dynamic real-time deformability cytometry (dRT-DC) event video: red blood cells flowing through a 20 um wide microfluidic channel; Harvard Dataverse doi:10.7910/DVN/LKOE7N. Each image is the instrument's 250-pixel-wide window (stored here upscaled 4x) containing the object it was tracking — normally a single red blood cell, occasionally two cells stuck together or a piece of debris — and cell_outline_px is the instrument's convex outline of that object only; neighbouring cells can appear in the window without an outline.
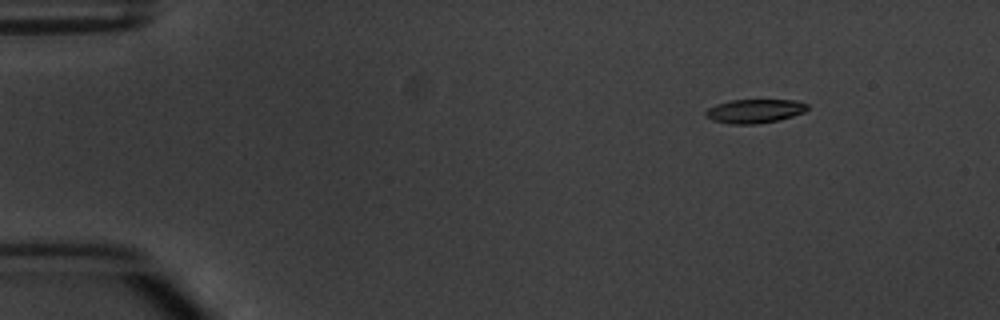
{"species": "common noctule bat (a hibernating species)", "species_latin": "Nyctalus noctula", "temperature_condition": "warm", "stored_images_in_passage": 8, "camera_frame_rate_fps": 3000, "um_per_image_px": 0.085, "animal": {"sex": "male", "body_mass_g": 20.1, "forearm_length_mm": 53.5}, "frame": {"image": 1, "passage_image": 2, "time_ms": 1.0, "image_size_px": [1000, 320], "cell_outline_px": [[808, 108], [804, 112], [780, 120], [756, 124], [732, 124], [712, 120], [704, 116], [704, 112], [708, 108], [716, 104], [728, 100], [800, 100], [808, 104]], "centroid_in_image_um": [64.14, 9.44], "position_along_channel_um": 20.9, "area_um2": 14.33}}
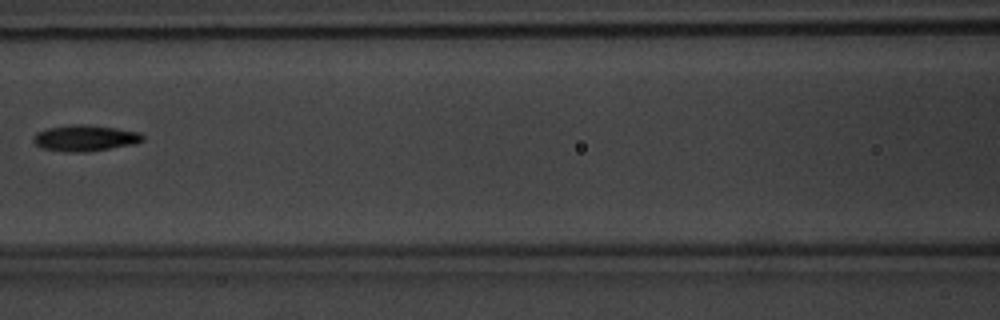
{"frame": {"image": 2, "passage_image": 7, "time_ms": 7.0, "image_size_px": [1000, 320], "cell_outline_px": [[144, 140], [136, 144], [84, 152], [64, 152], [40, 148], [32, 140], [36, 132], [48, 128], [72, 124], [88, 124], [116, 128], [140, 132], [144, 136]], "centroid_in_image_um": [7.23, 11.73], "position_along_channel_um": 159.4, "area_um2": 16.82}}
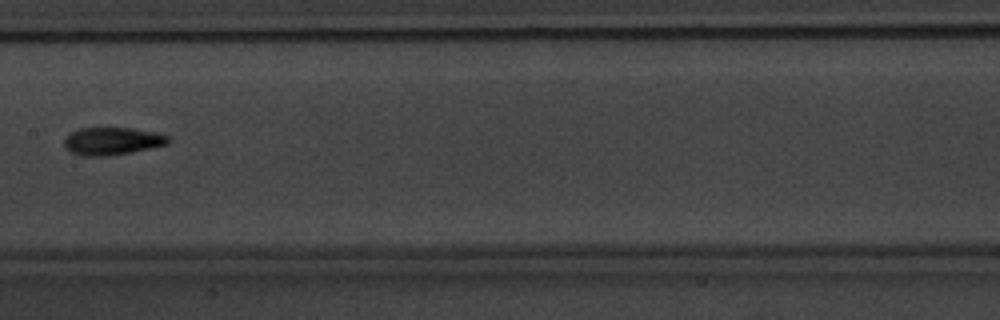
{"frame": {"image": 3, "passage_image": 8, "time_ms": 8.0, "image_size_px": [1000, 320], "cell_outline_px": [[168, 144], [132, 152], [104, 156], [80, 156], [64, 148], [64, 140], [72, 132], [80, 128], [132, 128], [156, 132], [168, 136]], "centroid_in_image_um": [9.52, 12.0], "position_along_channel_um": 197.9, "area_um2": 16.65}}